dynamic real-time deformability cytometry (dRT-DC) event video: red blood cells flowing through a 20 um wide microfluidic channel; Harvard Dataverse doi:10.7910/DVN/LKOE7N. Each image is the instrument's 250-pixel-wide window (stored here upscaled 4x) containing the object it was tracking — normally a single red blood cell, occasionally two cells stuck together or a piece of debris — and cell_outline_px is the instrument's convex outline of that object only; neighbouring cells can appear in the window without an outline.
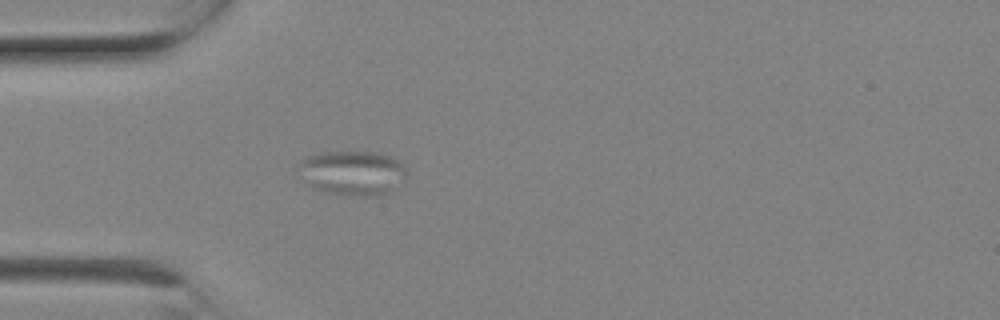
{"species": "Egyptian fruit bat (a non-hibernating species)", "species_latin": "Rousettus aegyptiacus", "temperature_condition": "room temperature", "stored_images_in_passage": 10, "camera_frame_rate_fps": 3000, "um_per_image_px": 0.085, "animal": {"sex": "female"}, "frame": {"image": 1, "passage_image": 7, "time_ms": 2.0, "image_size_px": [1000, 320], "cell_outline_px": [[408, 172], [404, 184], [388, 192], [376, 196], [332, 192], [316, 188], [312, 184], [300, 164], [300, 160], [308, 156], [324, 152], [380, 152], [392, 156], [400, 160], [404, 164]], "centroid_in_image_um": [30.17, 14.65], "position_along_channel_um": 54.8, "area_um2": 27.34}}
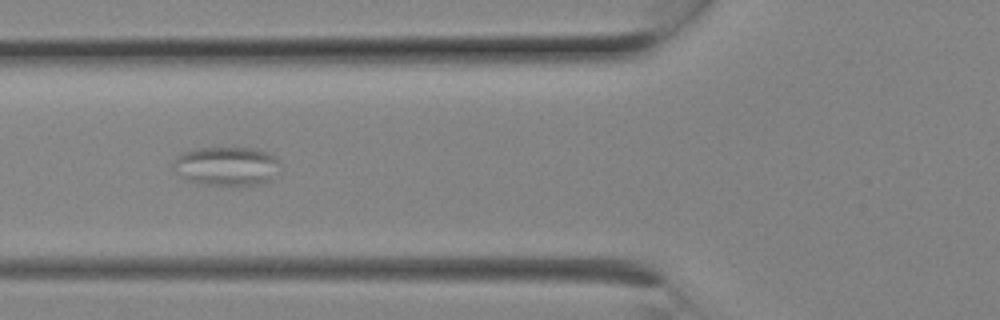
{"frame": {"image": 2, "passage_image": 9, "time_ms": 2.667, "image_size_px": [1000, 320], "cell_outline_px": [[280, 164], [272, 180], [260, 184], [200, 184], [184, 180], [172, 168], [172, 164], [176, 156], [184, 152], [196, 148], [256, 148], [268, 152]], "centroid_in_image_um": [19.21, 14.11], "position_along_channel_um": 106.6, "area_um2": 24.22}}